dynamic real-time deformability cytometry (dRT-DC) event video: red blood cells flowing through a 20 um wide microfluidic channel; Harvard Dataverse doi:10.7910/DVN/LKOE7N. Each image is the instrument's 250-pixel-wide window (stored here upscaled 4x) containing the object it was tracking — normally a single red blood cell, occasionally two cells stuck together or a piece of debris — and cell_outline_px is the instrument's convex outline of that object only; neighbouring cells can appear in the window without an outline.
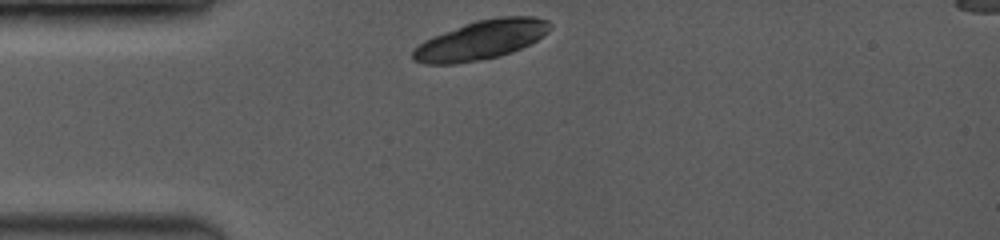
{"species": "common noctule bat (a hibernating species)", "species_latin": "Nyctalus noctula", "temperature_condition": "room temperature", "stored_images_in_passage": 4, "camera_frame_rate_fps": 3500, "um_per_image_px": 0.085, "animal": {"sex": "female", "body_mass_g": 19.0, "forearm_length_mm": 53.3}, "frame": {"image": 1, "passage_image": 1, "time_ms": 0.0, "image_size_px": [1000, 240], "cell_outline_px": [[552, 28], [548, 32], [536, 40], [520, 48], [500, 56], [452, 64], [428, 64], [412, 60], [412, 52], [424, 40], [432, 36], [464, 24], [476, 20], [500, 16], [536, 16], [548, 20], [552, 24]], "centroid_in_image_um": [40.91, 3.37], "position_along_channel_um": 44.1, "area_um2": 31.15}}